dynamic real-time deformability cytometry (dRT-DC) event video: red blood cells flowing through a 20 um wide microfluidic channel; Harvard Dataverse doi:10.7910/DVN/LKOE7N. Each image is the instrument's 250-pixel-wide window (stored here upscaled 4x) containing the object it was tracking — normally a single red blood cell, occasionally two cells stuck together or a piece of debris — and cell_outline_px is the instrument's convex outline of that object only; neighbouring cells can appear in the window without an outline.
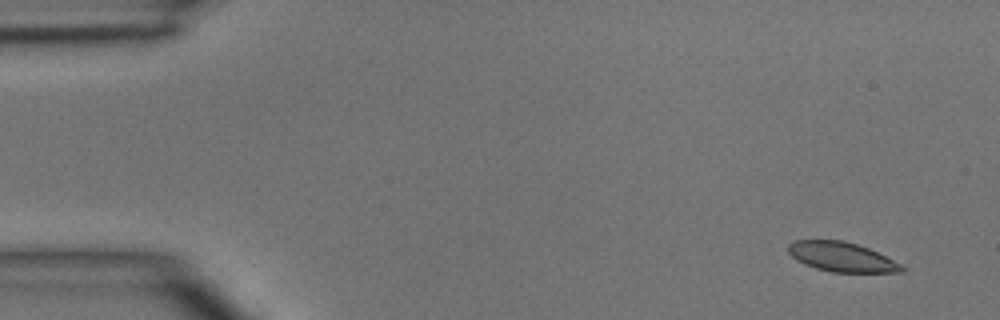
{"species": "common noctule bat (a hibernating species)", "species_latin": "Nyctalus noctula", "temperature_condition": "room temperature", "stored_images_in_passage": 3, "camera_frame_rate_fps": 3000, "um_per_image_px": 0.085, "animal": {"sex": "male", "body_mass_g": 15.6}, "frame": {"image": 1, "passage_image": 1, "time_ms": 0.0, "image_size_px": [1000, 320], "cell_outline_px": [[904, 272], [832, 272], [816, 268], [804, 264], [796, 260], [788, 252], [788, 244], [792, 240], [844, 240], [868, 248], [900, 264], [904, 268]], "centroid_in_image_um": [71.48, 21.83], "position_along_channel_um": 13.5, "area_um2": 19.36}}
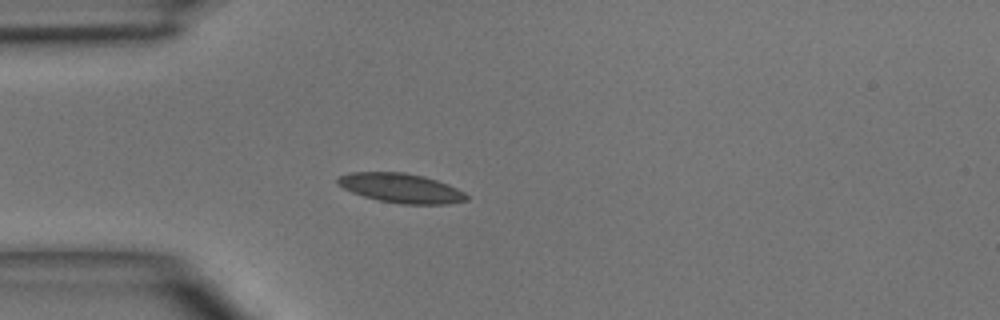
{"frame": {"image": 2, "passage_image": 3, "time_ms": 3.333, "image_size_px": [1000, 320], "cell_outline_px": [[468, 200], [448, 204], [400, 204], [380, 200], [364, 196], [352, 192], [336, 184], [336, 176], [352, 172], [404, 172], [424, 176], [448, 184], [464, 192], [468, 196]], "centroid_in_image_um": [34.07, 15.98], "position_along_channel_um": 50.9, "area_um2": 22.14}}